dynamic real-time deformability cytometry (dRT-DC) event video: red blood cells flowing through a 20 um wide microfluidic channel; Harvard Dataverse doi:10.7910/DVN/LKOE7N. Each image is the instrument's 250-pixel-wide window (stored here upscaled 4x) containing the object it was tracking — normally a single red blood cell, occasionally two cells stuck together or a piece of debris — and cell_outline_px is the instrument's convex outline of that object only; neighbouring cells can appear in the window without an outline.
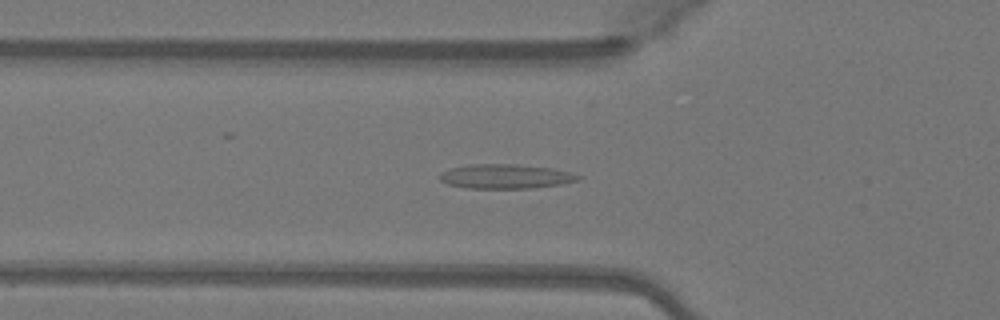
{"species": "Egyptian fruit bat (a non-hibernating species)", "species_latin": "Rousettus aegyptiacus", "temperature_condition": "warm", "stored_images_in_passage": 46, "camera_frame_rate_fps": 3000, "um_per_image_px": 0.085, "animal": {"sex": "female"}, "frame": {"image": 1, "passage_image": 13, "time_ms": 4.0, "image_size_px": [1000, 320], "cell_outline_px": [[584, 176], [580, 180], [560, 184], [532, 188], [468, 188], [448, 184], [440, 180], [440, 176], [444, 172], [452, 168], [472, 164], [516, 164], [552, 168]], "centroid_in_image_um": [43.03, 14.99], "position_along_channel_um": 82.8, "area_um2": 19.48}}
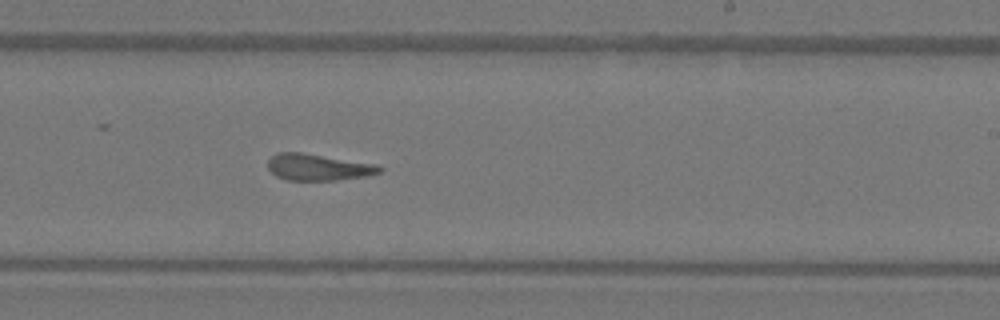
{"frame": {"image": 2, "passage_image": 26, "time_ms": 8.333, "image_size_px": [1000, 320], "cell_outline_px": [[384, 168], [380, 172], [368, 176], [336, 180], [288, 180], [276, 176], [268, 168], [268, 160], [276, 152], [300, 152], [380, 164]], "centroid_in_image_um": [27.09, 14.2], "position_along_channel_um": 261.9, "area_um2": 17.46}}
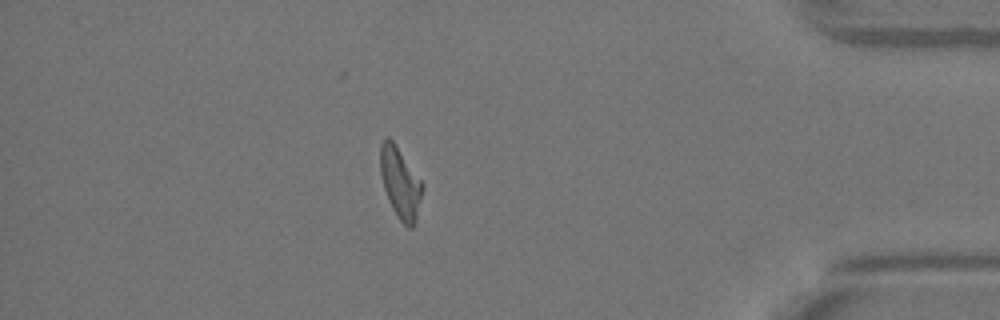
{"frame": {"image": 3, "passage_image": 39, "time_ms": 12.667, "image_size_px": [1000, 320], "cell_outline_px": [[424, 188], [416, 220], [412, 228], [408, 228], [400, 220], [392, 208], [388, 200], [384, 188], [380, 172], [380, 144], [388, 136], [396, 144], [424, 184]], "centroid_in_image_um": [34.03, 15.54], "position_along_channel_um": 401.2, "area_um2": 17.51}, "authors_computed_cell_mechanics": {"area_um2": 17.6001, "velocity_mm_per_s": 4.1194, "shape_relaxation_time_tau1_ms": null, "shape_relaxation_time_tau2_ms": 2.6845, "deformation_change_tau1": null, "deformation_change_tau2": 0.1238}}